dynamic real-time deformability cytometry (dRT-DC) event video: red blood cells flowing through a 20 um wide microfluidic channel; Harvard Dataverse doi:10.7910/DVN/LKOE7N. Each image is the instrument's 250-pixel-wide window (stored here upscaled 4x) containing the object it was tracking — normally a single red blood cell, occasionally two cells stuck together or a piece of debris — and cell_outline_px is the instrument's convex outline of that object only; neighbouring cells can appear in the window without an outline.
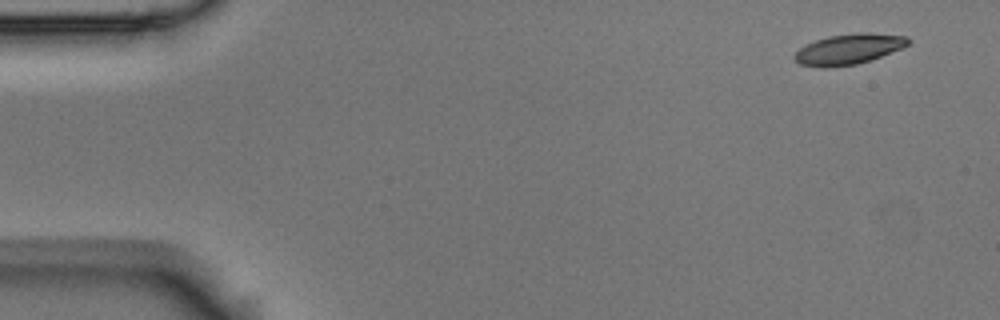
{"species": "Egyptian fruit bat (a non-hibernating species)", "species_latin": "Rousettus aegyptiacus", "temperature_condition": "room temperature", "stored_images_in_passage": 4, "camera_frame_rate_fps": 3000, "um_per_image_px": 0.085, "animal": {"sex": "male"}, "frame": {"image": 1, "passage_image": 1, "time_ms": 0.0, "image_size_px": [1000, 320], "cell_outline_px": [[912, 40], [908, 44], [900, 48], [872, 60], [856, 64], [828, 68], [824, 68], [800, 64], [792, 56], [800, 48], [816, 40], [828, 36], [856, 32], [872, 32], [908, 36]], "centroid_in_image_um": [72.16, 4.16], "position_along_channel_um": 12.8, "area_um2": 20.29}}
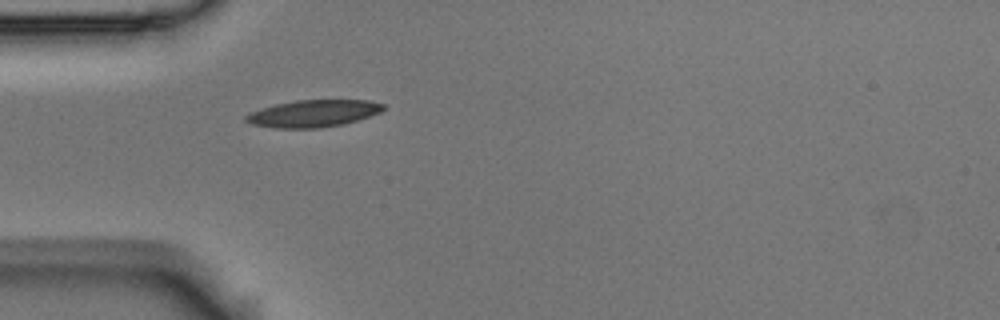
{"frame": {"image": 2, "passage_image": 4, "time_ms": 1.0, "image_size_px": [1000, 320], "cell_outline_px": [[384, 108], [380, 112], [344, 124], [320, 128], [276, 128], [252, 124], [244, 120], [244, 116], [248, 112], [260, 108], [276, 104], [296, 100], [368, 100], [384, 104]], "centroid_in_image_um": [26.58, 9.64], "position_along_channel_um": 58.4, "area_um2": 21.68}}